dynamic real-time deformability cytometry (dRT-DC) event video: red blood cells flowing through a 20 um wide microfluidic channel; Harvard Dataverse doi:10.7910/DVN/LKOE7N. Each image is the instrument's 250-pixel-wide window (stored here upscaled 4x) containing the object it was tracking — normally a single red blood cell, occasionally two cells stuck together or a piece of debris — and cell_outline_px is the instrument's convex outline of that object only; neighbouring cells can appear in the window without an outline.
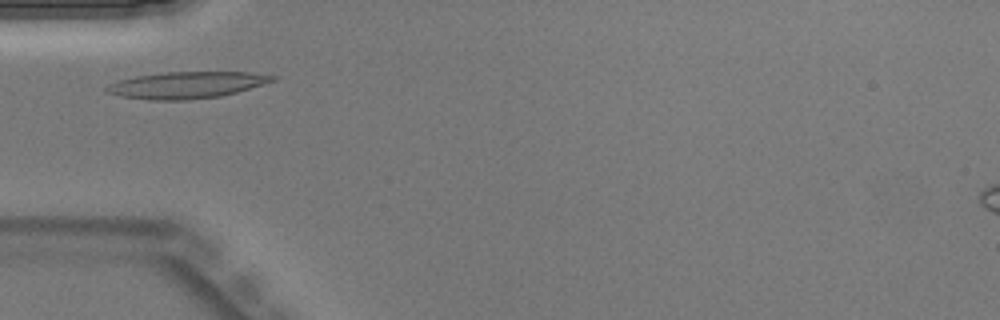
{"species": "Egyptian fruit bat (a non-hibernating species)", "species_latin": "Rousettus aegyptiacus", "temperature_condition": "warm", "stored_images_in_passage": 27, "camera_frame_rate_fps": 3000, "um_per_image_px": 0.085, "animal": {"sex": "male"}, "frame": {"image": 1, "passage_image": 5, "time_ms": 1.333, "image_size_px": [1000, 320], "cell_outline_px": [[280, 76], [276, 80], [236, 92], [220, 96], [188, 100], [148, 100], [120, 96], [108, 92], [104, 88], [108, 84], [120, 80], [136, 76], [164, 72], [248, 72]], "centroid_in_image_um": [15.87, 7.22], "position_along_channel_um": 69.1, "area_um2": 25.72}}